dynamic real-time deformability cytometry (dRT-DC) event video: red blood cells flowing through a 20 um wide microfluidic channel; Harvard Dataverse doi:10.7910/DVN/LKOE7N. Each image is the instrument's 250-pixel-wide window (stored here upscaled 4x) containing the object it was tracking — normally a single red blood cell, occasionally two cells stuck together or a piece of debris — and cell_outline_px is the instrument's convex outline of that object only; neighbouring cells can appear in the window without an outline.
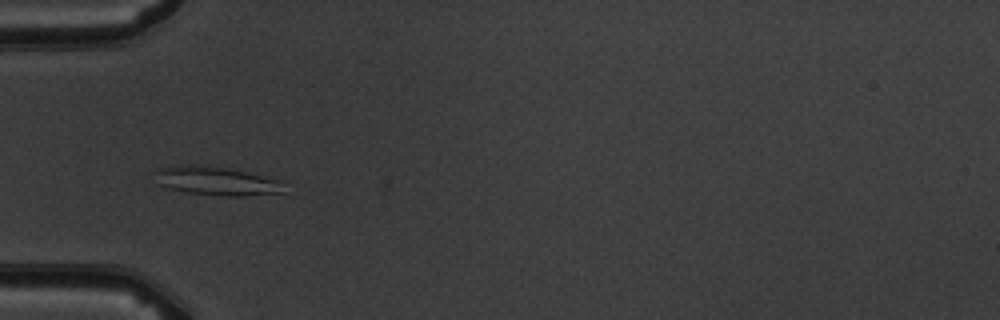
{"species": "common noctule bat (a hibernating species)", "species_latin": "Nyctalus noctula", "temperature_condition": "warm", "stored_images_in_passage": 9, "camera_frame_rate_fps": 3000, "um_per_image_px": 0.085, "animal": {"sex": "male", "body_mass_g": 19.5, "forearm_length_mm": 54.6}, "frame": {"image": 1, "passage_image": 6, "time_ms": 5.667, "image_size_px": [1000, 320], "cell_outline_px": [[288, 180], [284, 192], [244, 196], [220, 196], [188, 192], [156, 184], [156, 168], [180, 164], [192, 164], [228, 168]], "centroid_in_image_um": [18.5, 15.37], "position_along_channel_um": 66.5, "area_um2": 22.14}}
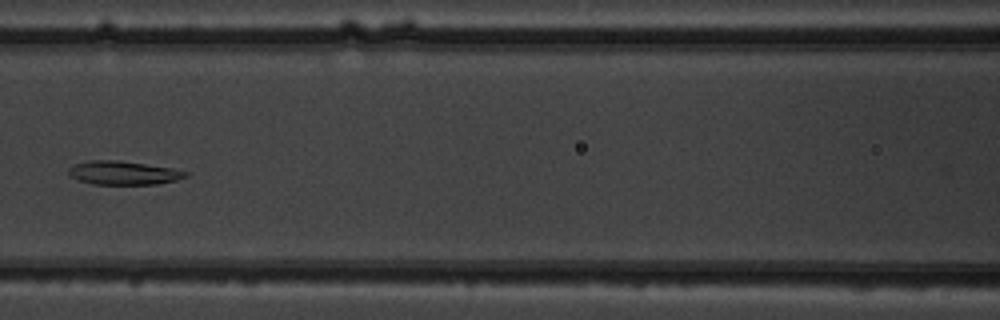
{"frame": {"image": 2, "passage_image": 8, "time_ms": 8.0, "image_size_px": [1000, 320], "cell_outline_px": [[188, 176], [176, 180], [156, 184], [92, 184], [68, 176], [68, 168], [76, 164], [88, 160], [120, 160], [172, 168], [188, 172]], "centroid_in_image_um": [10.47, 14.69], "position_along_channel_um": 156.1, "area_um2": 16.13}}
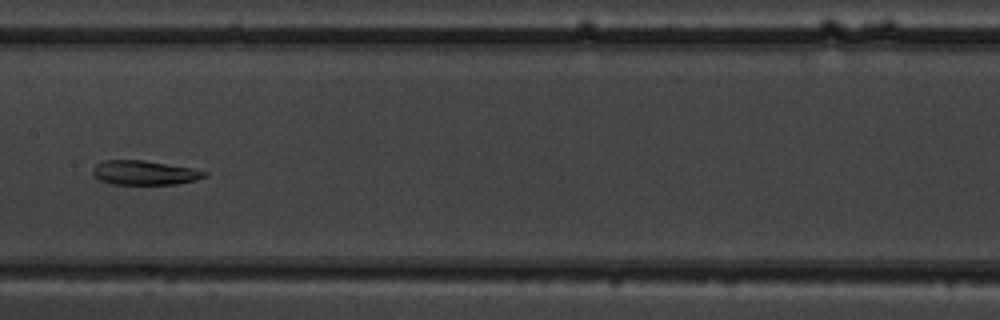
{"frame": {"image": 3, "passage_image": 9, "time_ms": 9.0, "image_size_px": [1000, 320], "cell_outline_px": [[208, 176], [196, 180], [176, 184], [112, 184], [100, 180], [92, 172], [92, 168], [96, 164], [104, 160], [144, 160], [192, 168], [208, 172]], "centroid_in_image_um": [12.3, 14.68], "position_along_channel_um": 195.1, "area_um2": 15.84}}